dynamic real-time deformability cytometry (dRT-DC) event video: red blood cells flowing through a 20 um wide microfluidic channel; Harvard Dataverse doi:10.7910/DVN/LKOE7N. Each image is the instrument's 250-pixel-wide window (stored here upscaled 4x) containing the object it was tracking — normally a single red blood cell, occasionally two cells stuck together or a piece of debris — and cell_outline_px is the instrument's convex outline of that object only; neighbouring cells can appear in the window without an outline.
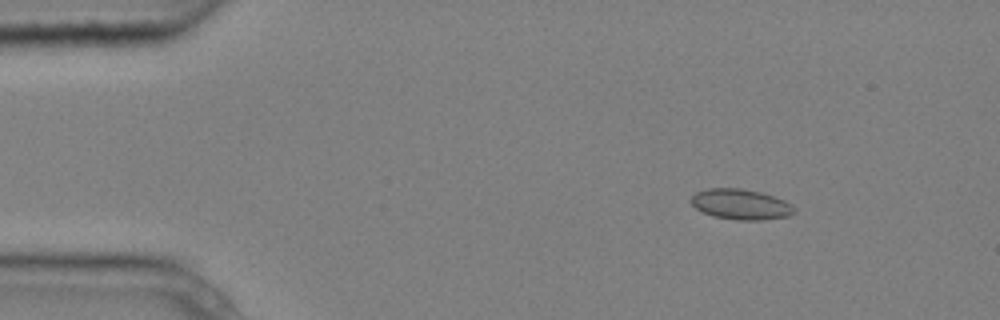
{"species": "common noctule bat (a hibernating species)", "species_latin": "Nyctalus noctula", "temperature_condition": "cold", "stored_images_in_passage": 5, "camera_frame_rate_fps": 3000, "um_per_image_px": 0.085, "animal": {"sex": "male", "body_mass_g": 20.4}, "frame": {"image": 1, "passage_image": 3, "time_ms": 0.667, "image_size_px": [1000, 320], "cell_outline_px": [[796, 212], [788, 216], [760, 220], [736, 220], [712, 216], [696, 208], [692, 204], [692, 196], [696, 192], [708, 188], [740, 188], [760, 192], [784, 200], [792, 204], [796, 208]], "centroid_in_image_um": [62.99, 17.37], "position_along_channel_um": 22.0, "area_um2": 18.26}}